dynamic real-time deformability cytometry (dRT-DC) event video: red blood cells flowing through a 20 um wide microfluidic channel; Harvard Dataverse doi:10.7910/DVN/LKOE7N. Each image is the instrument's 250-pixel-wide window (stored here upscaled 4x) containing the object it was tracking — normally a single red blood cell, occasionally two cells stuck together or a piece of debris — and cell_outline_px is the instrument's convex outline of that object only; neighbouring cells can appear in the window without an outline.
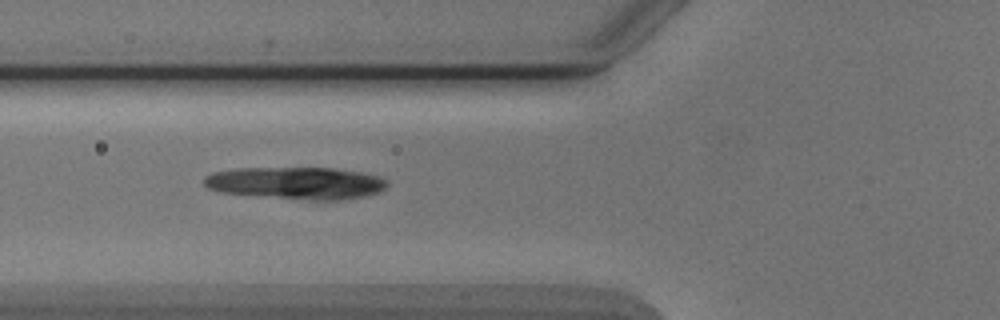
{"species": "Egyptian fruit bat (a non-hibernating species)", "species_latin": "Rousettus aegyptiacus", "temperature_condition": "cold", "stored_images_in_passage": 6, "camera_frame_rate_fps": 3000, "um_per_image_px": 0.085, "animal": {"sex": "male"}, "frame": {"image": 1, "passage_image": 5, "time_ms": 5.667, "image_size_px": [1000, 320], "cell_outline_px": [[388, 184], [380, 192], [364, 196], [340, 200], [312, 200], [220, 192], [208, 188], [204, 184], [204, 176], [212, 172], [236, 168], [332, 168], [360, 172], [380, 176], [388, 180]], "centroid_in_image_um": [25.19, 15.55], "position_along_channel_um": 100.6, "area_um2": 34.33}}